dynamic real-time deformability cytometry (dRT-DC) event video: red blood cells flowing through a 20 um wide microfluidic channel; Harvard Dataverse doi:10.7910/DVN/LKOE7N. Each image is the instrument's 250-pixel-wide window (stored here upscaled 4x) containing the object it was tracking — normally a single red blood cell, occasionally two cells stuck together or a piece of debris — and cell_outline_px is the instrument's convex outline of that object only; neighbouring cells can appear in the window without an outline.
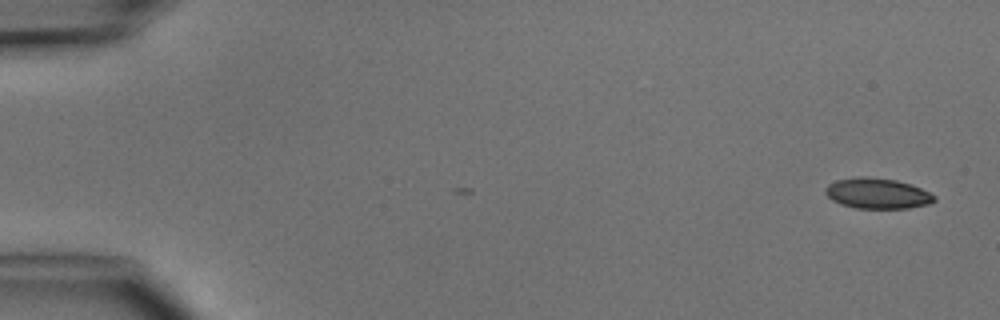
{"species": "common noctule bat (a hibernating species)", "species_latin": "Nyctalus noctula", "temperature_condition": "cold", "stored_images_in_passage": 4, "camera_frame_rate_fps": 3000, "um_per_image_px": 0.085, "animal": {"sex": "male", "body_mass_g": 15.6}, "frame": {"image": 1, "passage_image": 1, "time_ms": 0.0, "image_size_px": [1000, 320], "cell_outline_px": [[936, 200], [928, 204], [908, 208], [856, 208], [840, 204], [832, 200], [824, 192], [824, 188], [828, 184], [836, 180], [860, 176], [864, 176], [896, 180], [912, 184], [936, 196]], "centroid_in_image_um": [74.55, 16.43], "position_along_channel_um": 10.4, "area_um2": 19.42}}
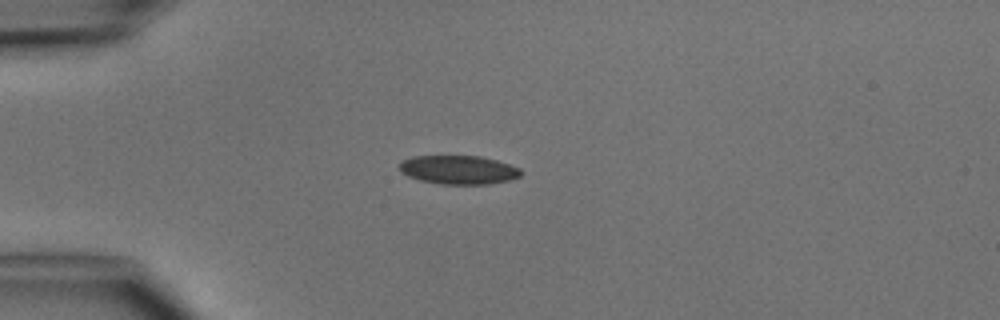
{"frame": {"image": 2, "passage_image": 4, "time_ms": 3.667, "image_size_px": [1000, 320], "cell_outline_px": [[524, 172], [520, 176], [512, 180], [488, 184], [440, 184], [420, 180], [408, 176], [400, 172], [400, 164], [404, 160], [412, 156], [480, 156], [496, 160], [520, 168]], "centroid_in_image_um": [39.01, 14.44], "position_along_channel_um": 46.0, "area_um2": 20.4}}